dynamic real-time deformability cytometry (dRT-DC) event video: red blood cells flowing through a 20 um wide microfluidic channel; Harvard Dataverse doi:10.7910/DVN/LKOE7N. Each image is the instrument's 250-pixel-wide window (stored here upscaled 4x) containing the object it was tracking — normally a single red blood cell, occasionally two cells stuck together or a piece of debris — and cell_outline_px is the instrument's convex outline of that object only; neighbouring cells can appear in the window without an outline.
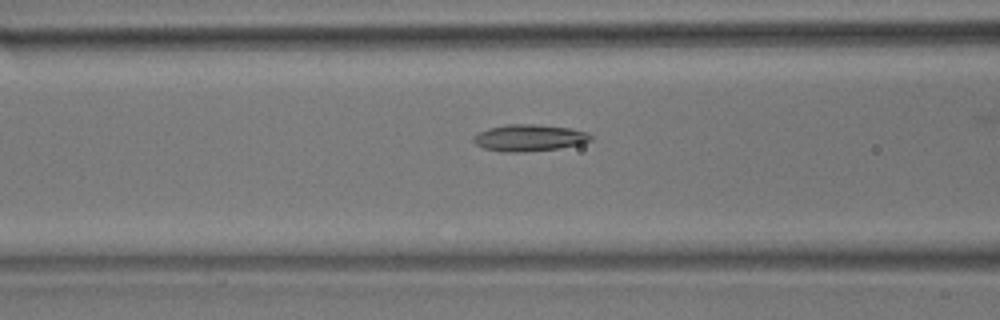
{"species": "common noctule bat (a hibernating species)", "species_latin": "Nyctalus noctula", "temperature_condition": "room temperature", "stored_images_in_passage": 35, "camera_frame_rate_fps": 3000, "um_per_image_px": 0.085, "animal": {"sex": "male", "body_mass_g": 17.9}, "frame": {"image": 1, "passage_image": 4, "time_ms": 1.0, "image_size_px": [1000, 320], "cell_outline_px": [[592, 140], [580, 144], [560, 148], [524, 152], [500, 152], [484, 148], [476, 144], [472, 140], [472, 136], [488, 128], [504, 124], [536, 124], [572, 128], [584, 132], [592, 136]], "centroid_in_image_um": [44.95, 11.71], "position_along_channel_um": 121.6, "area_um2": 18.38}}
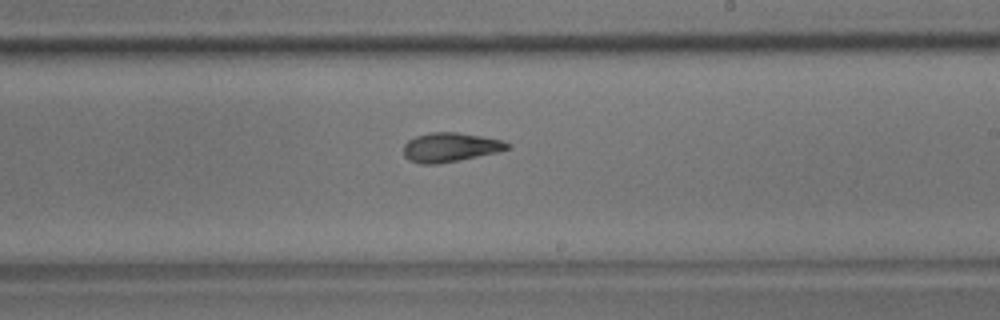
{"frame": {"image": 2, "passage_image": 14, "time_ms": 4.333, "image_size_px": [1000, 320], "cell_outline_px": [[512, 148], [496, 152], [460, 160], [436, 164], [420, 164], [408, 160], [404, 156], [404, 144], [408, 140], [416, 136], [432, 132], [456, 132], [504, 140], [512, 144]], "centroid_in_image_um": [38.28, 12.52], "position_along_channel_um": 250.7, "area_um2": 17.74}}
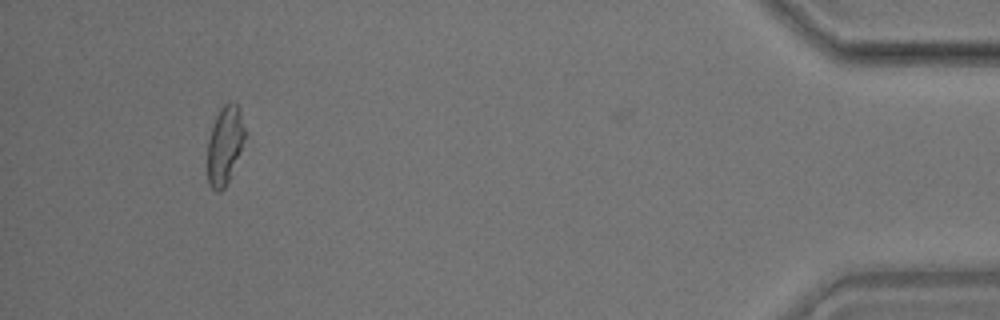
{"frame": {"image": 3, "passage_image": 32, "time_ms": 10.333, "image_size_px": [1000, 320], "cell_outline_px": [[244, 136], [240, 148], [228, 180], [224, 188], [220, 192], [216, 192], [208, 184], [208, 140], [216, 116], [220, 108], [224, 104], [232, 100], [240, 108], [244, 128]], "centroid_in_image_um": [19.08, 12.3], "position_along_channel_um": 416.1, "area_um2": 16.53}, "authors_computed_cell_mechanics": {"area_um2": 17.4556, "velocity_mm_per_s": 3.8707, "shape_relaxation_time_tau1_ms": 4.7243, "shape_relaxation_time_tau2_ms": 2.8064, "deformation_change_tau1": 0.1322, "deformation_change_tau2": 0.1063}}